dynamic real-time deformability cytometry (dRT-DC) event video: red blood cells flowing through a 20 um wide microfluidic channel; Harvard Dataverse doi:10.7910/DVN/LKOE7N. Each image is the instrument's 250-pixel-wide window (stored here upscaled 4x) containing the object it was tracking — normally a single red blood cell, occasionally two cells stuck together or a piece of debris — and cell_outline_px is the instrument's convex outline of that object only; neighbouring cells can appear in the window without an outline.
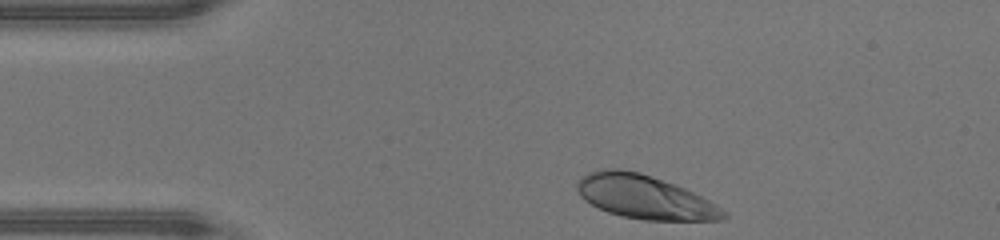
{"species": "human", "species_latin": "Homo sapiens", "temperature_condition": "warm", "stored_images_in_passage": 31, "camera_frame_rate_fps": 3000, "um_per_image_px": 0.085, "donor": {"sex": "male"}, "frame": {"image": 1, "passage_image": 1, "time_ms": 0.0, "image_size_px": [1000, 240], "cell_outline_px": [[728, 216], [724, 220], [644, 220], [624, 216], [608, 212], [584, 200], [580, 196], [576, 188], [576, 180], [580, 176], [588, 172], [604, 168], [616, 168], [640, 172], [676, 184], [708, 200], [728, 212]], "centroid_in_image_um": [54.77, 16.73], "position_along_channel_um": 30.2, "area_um2": 37.34}}
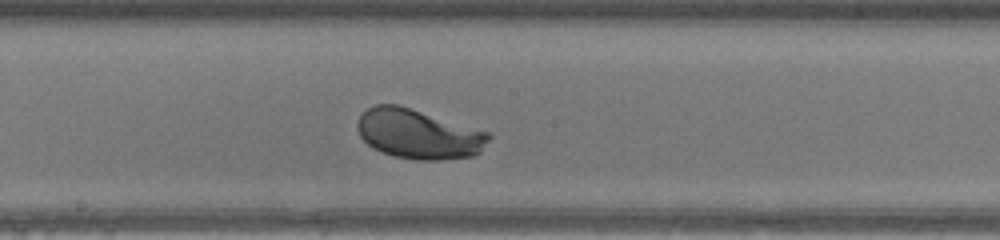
{"frame": {"image": 2, "passage_image": 17, "time_ms": 5.333, "image_size_px": [1000, 240], "cell_outline_px": [[492, 136], [480, 152], [472, 156], [440, 160], [416, 160], [392, 156], [380, 152], [372, 148], [360, 136], [356, 128], [356, 124], [360, 116], [368, 108], [376, 104], [396, 104], [488, 132]], "centroid_in_image_um": [35.54, 11.41], "position_along_channel_um": 212.7, "area_um2": 37.8}}
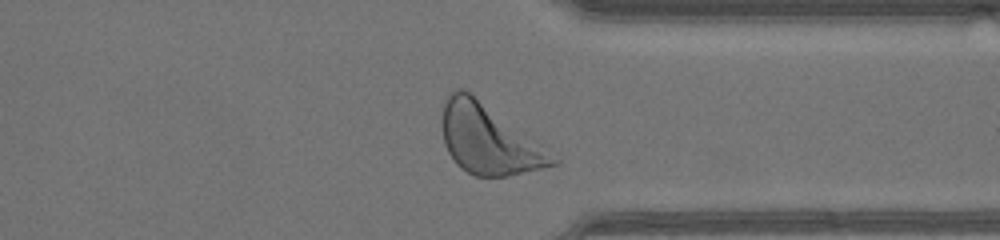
{"frame": {"image": 3, "passage_image": 28, "time_ms": 9.0, "image_size_px": [1000, 240], "cell_outline_px": [[560, 160], [556, 164], [540, 168], [504, 176], [476, 176], [460, 168], [456, 164], [448, 152], [444, 144], [444, 104], [448, 92], [456, 88], [464, 88], [536, 140]], "centroid_in_image_um": [41.53, 11.84], "position_along_channel_um": 369.9, "area_um2": 43.87}, "authors_computed_cell_mechanics": {"area_um2": 37.2232, "velocity_mm_per_s": 4.3679, "shape_relaxation_time_tau1_ms": 2.1139, "shape_relaxation_time_tau2_ms": null, "deformation_change_tau1": 0.1735, "deformation_change_tau2": null}}